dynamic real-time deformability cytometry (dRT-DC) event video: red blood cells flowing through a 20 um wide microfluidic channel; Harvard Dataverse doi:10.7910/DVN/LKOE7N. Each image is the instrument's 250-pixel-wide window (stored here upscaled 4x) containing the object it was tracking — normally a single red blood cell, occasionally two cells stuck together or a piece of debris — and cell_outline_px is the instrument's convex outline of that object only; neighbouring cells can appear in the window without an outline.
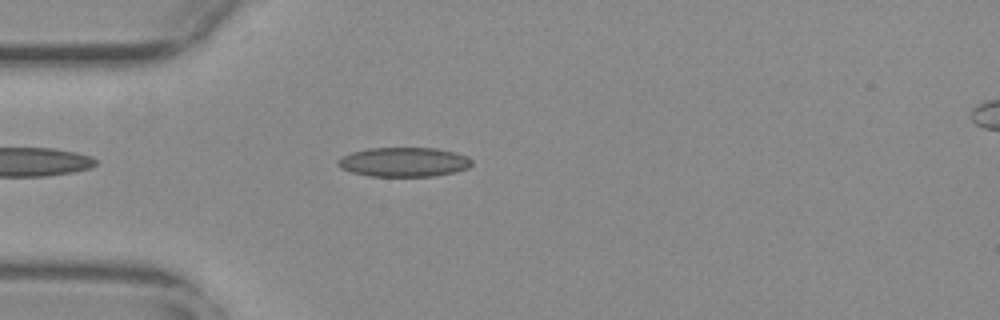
{"species": "common noctule bat (a hibernating species)", "species_latin": "Nyctalus noctula", "temperature_condition": "warm", "stored_images_in_passage": 36, "camera_frame_rate_fps": 3000, "um_per_image_px": 0.085, "animal": {"sex": "female", "body_mass_g": 29.2, "forearm_length_mm": 56.3}, "frame": {"image": 1, "passage_image": 3, "time_ms": 0.667, "image_size_px": [1000, 320], "cell_outline_px": [[472, 164], [468, 168], [452, 172], [432, 176], [368, 176], [352, 172], [340, 168], [336, 164], [336, 160], [352, 152], [368, 148], [436, 148], [456, 152], [468, 156], [472, 160]], "centroid_in_image_um": [34.32, 13.77], "position_along_channel_um": 50.7, "area_um2": 22.95}}
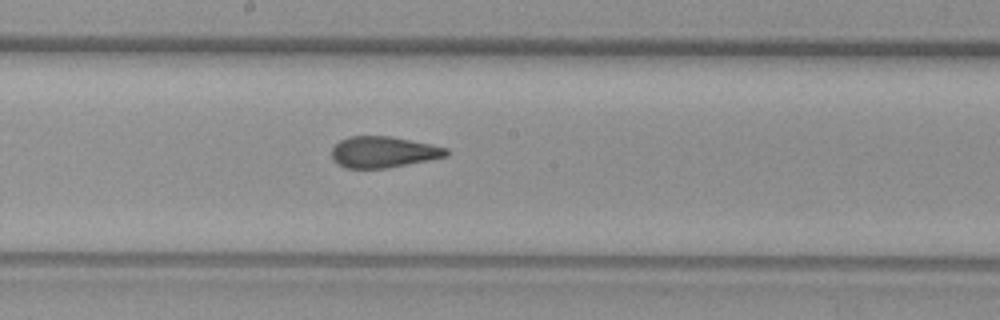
{"frame": {"image": 2, "passage_image": 17, "time_ms": 5.333, "image_size_px": [1000, 320], "cell_outline_px": [[448, 156], [388, 168], [344, 168], [332, 160], [332, 148], [340, 140], [348, 136], [392, 136], [432, 144], [448, 148]], "centroid_in_image_um": [32.58, 12.92], "position_along_channel_um": 215.6, "area_um2": 20.98}}
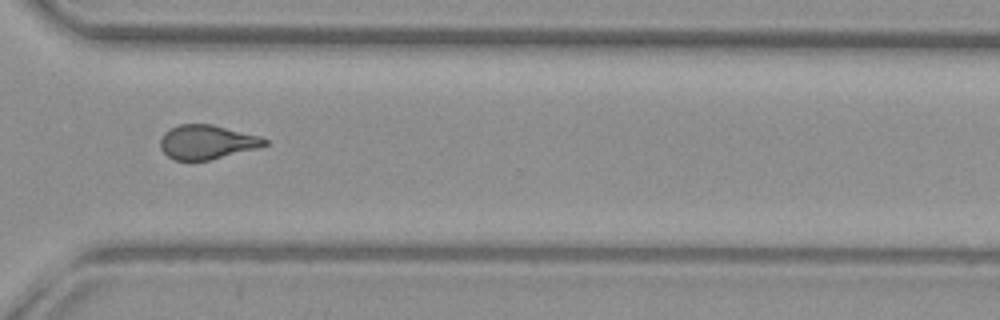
{"frame": {"image": 3, "passage_image": 28, "time_ms": 9.0, "image_size_px": [1000, 320], "cell_outline_px": [[268, 144], [260, 148], [208, 160], [176, 160], [168, 156], [160, 148], [160, 140], [164, 132], [180, 124], [212, 124], [260, 136], [268, 140]], "centroid_in_image_um": [17.61, 12.07], "position_along_channel_um": 353.0, "area_um2": 20.75}, "authors_computed_cell_mechanics": {"area_um2": 21.3282, "velocity_mm_per_s": 3.7492, "shape_relaxation_time_tau1_ms": null, "shape_relaxation_time_tau2_ms": 1.3293, "deformation_change_tau1": null, "deformation_change_tau2": 0.0893}}